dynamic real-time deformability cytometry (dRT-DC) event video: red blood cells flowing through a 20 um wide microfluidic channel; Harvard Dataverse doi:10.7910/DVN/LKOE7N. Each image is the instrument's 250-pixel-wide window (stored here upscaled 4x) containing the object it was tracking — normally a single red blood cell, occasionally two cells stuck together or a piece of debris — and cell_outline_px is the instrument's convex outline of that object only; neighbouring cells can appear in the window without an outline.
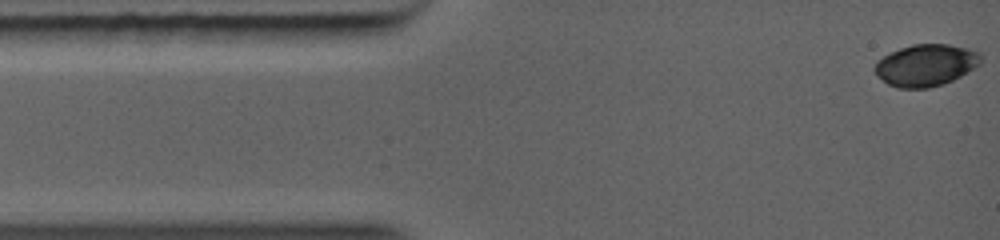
{"species": "common noctule bat (a hibernating species)", "species_latin": "Nyctalus noctula", "temperature_condition": "warm", "stored_images_in_passage": 46, "camera_frame_rate_fps": 5000, "um_per_image_px": 0.085, "animal": {"sex": "female", "body_mass_g": 19.0, "forearm_length_mm": 56.7}, "frame": {"image": 1, "passage_image": 1, "time_ms": 0.0, "image_size_px": [1000, 240], "cell_outline_px": [[980, 64], [960, 76], [944, 84], [928, 88], [896, 88], [888, 84], [876, 76], [872, 68], [876, 60], [900, 48], [912, 44], [948, 44], [968, 48], [980, 52]], "centroid_in_image_um": [78.65, 5.54], "position_along_channel_um": 6.3, "area_um2": 26.01}}
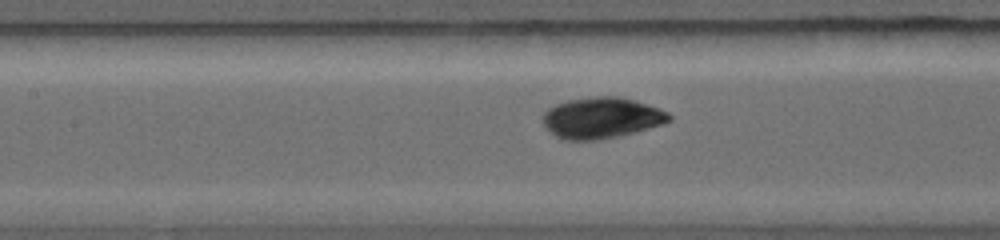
{"frame": {"image": 2, "passage_image": 21, "time_ms": 4.6, "image_size_px": [1000, 240], "cell_outline_px": [[672, 120], [660, 124], [628, 132], [608, 136], [560, 136], [552, 132], [544, 124], [544, 112], [548, 108], [556, 104], [568, 100], [592, 96], [620, 96], [668, 112], [672, 116]], "centroid_in_image_um": [51.15, 9.91], "position_along_channel_um": 156.2, "area_um2": 27.92}}
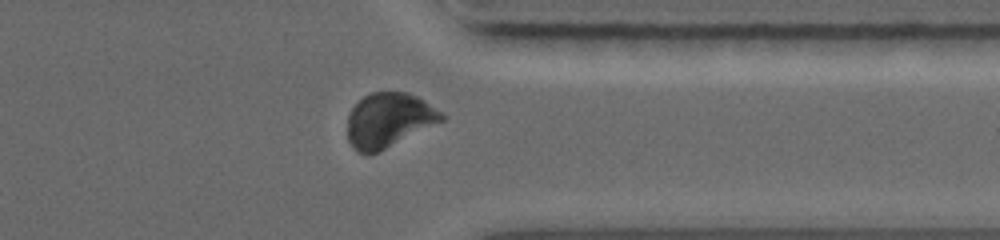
{"frame": {"image": 3, "passage_image": 40, "time_ms": 9.2, "image_size_px": [1000, 240], "cell_outline_px": [[448, 116], [444, 120], [376, 152], [360, 152], [348, 140], [348, 116], [352, 108], [364, 96], [372, 92], [408, 92], [416, 96]], "centroid_in_image_um": [33.06, 10.17], "position_along_channel_um": 378.3, "area_um2": 29.07}}